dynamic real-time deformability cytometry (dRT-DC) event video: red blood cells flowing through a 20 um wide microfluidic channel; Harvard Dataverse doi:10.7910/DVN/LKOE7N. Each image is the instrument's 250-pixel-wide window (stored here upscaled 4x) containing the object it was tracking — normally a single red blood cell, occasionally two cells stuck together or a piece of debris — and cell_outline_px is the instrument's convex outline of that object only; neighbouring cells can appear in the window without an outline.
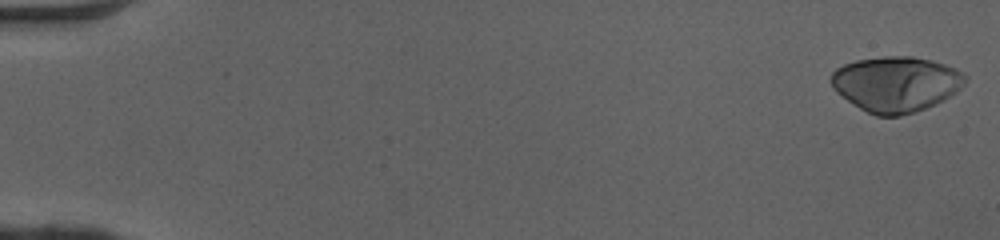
{"species": "human", "species_latin": "Homo sapiens", "temperature_condition": "cold", "stored_images_in_passage": 50, "camera_frame_rate_fps": 3000, "um_per_image_px": 0.085, "donor": {"sex": "female"}, "frame": {"image": 1, "passage_image": 1, "time_ms": 0.0, "image_size_px": [1000, 240], "cell_outline_px": [[968, 80], [956, 92], [944, 100], [936, 104], [900, 116], [876, 116], [860, 108], [836, 92], [832, 88], [828, 80], [832, 72], [836, 68], [844, 64], [856, 60], [884, 56], [912, 56], [932, 60], [956, 68], [968, 76]], "centroid_in_image_um": [76.16, 7.13], "position_along_channel_um": 8.8, "area_um2": 43.52}}
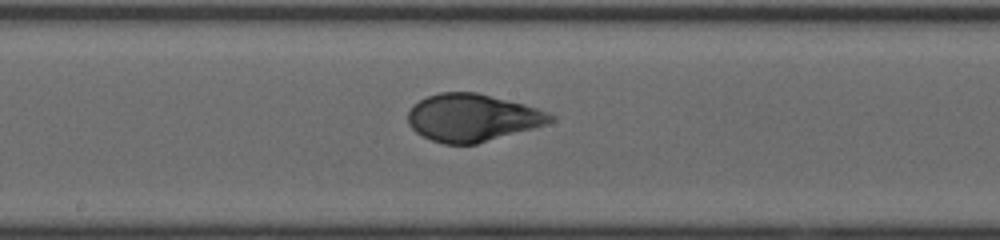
{"frame": {"image": 2, "passage_image": 28, "time_ms": 9.0, "image_size_px": [1000, 240], "cell_outline_px": [[556, 120], [548, 124], [476, 144], [444, 144], [432, 140], [416, 132], [408, 124], [408, 112], [412, 104], [428, 96], [440, 92], [476, 92], [524, 104], [548, 112], [556, 116]], "centroid_in_image_um": [40.16, 10.0], "position_along_channel_um": 208.0, "area_um2": 39.42}}
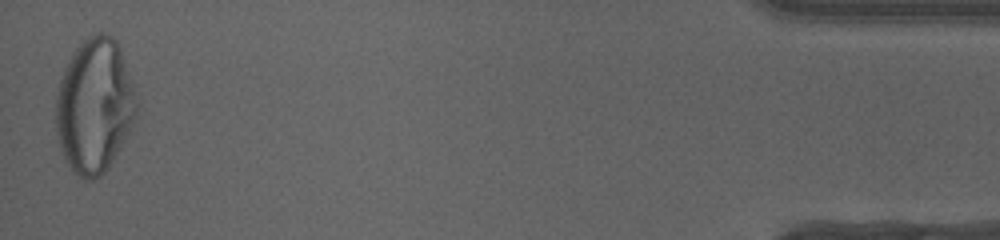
{"frame": {"image": 3, "passage_image": 50, "time_ms": 16.333, "image_size_px": [1000, 240], "cell_outline_px": [[136, 116], [132, 128], [108, 168], [100, 176], [92, 180], [84, 180], [72, 172], [64, 160], [60, 148], [56, 132], [56, 96], [60, 80], [64, 68], [68, 60], [76, 48], [88, 36], [96, 32], [104, 32], [112, 36], [116, 40], [120, 48], [132, 84], [136, 104]], "centroid_in_image_um": [8.01, 9.02], "position_along_channel_um": 427.2, "area_um2": 63.29}, "authors_computed_cell_mechanics": {"area_um2": 40.4311, "velocity_mm_per_s": 4.0955, "shape_relaxation_time_tau1_ms": 4.7167, "shape_relaxation_time_tau2_ms": null, "deformation_change_tau1": 0.2353, "deformation_change_tau2": null}}